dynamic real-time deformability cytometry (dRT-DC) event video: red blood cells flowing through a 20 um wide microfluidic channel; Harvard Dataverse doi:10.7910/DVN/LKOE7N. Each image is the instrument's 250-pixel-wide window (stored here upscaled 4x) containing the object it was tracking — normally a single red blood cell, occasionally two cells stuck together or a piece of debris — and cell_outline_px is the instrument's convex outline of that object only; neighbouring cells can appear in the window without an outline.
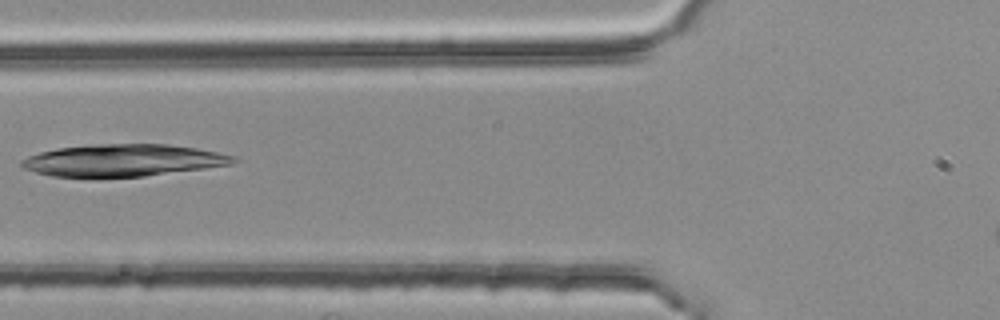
{"species": "common noctule bat (a hibernating species)", "species_latin": "Nyctalus noctula", "temperature_condition": "room temperature", "stored_images_in_passage": 3, "camera_frame_rate_fps": 3000, "um_per_image_px": 0.085, "animal": {"sex": "female", "body_mass_g": 25.1}, "frame": {"image": 1, "passage_image": 3, "time_ms": 0.667, "image_size_px": [1000, 320], "cell_outline_px": [[240, 160], [232, 164], [204, 168], [144, 176], [92, 180], [52, 176], [36, 172], [24, 168], [20, 164], [20, 160], [28, 156], [40, 152], [60, 148], [92, 144], [168, 144], [196, 148], [236, 156]], "centroid_in_image_um": [10.41, 13.66], "position_along_channel_um": 115.4, "area_um2": 40.46}}